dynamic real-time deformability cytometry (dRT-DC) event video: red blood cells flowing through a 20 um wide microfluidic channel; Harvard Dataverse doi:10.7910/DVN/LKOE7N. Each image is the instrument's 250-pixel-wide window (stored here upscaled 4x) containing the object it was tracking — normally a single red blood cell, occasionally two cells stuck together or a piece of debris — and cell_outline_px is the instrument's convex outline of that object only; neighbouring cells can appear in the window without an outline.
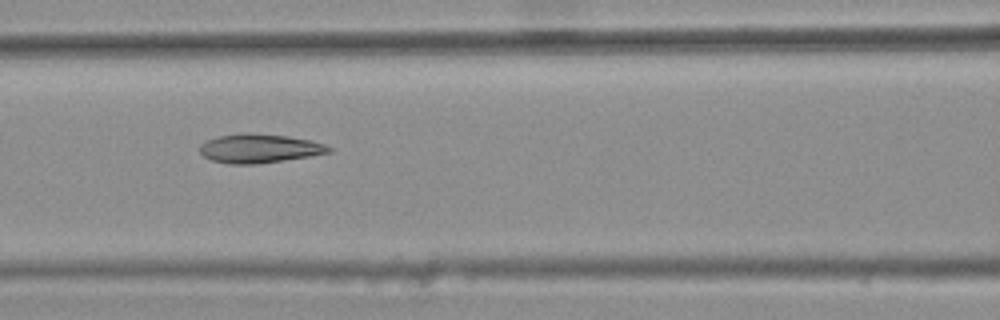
{"species": "common noctule bat (a hibernating species)", "species_latin": "Nyctalus noctula", "temperature_condition": "warm", "stored_images_in_passage": 8, "camera_frame_rate_fps": 3000, "um_per_image_px": 0.085, "animal": {"sex": "female", "body_mass_g": 25.1}, "frame": {"image": 1, "passage_image": 7, "time_ms": 2.0, "image_size_px": [1000, 320], "cell_outline_px": [[332, 152], [308, 156], [256, 164], [228, 164], [212, 160], [204, 156], [200, 152], [200, 144], [216, 136], [248, 132], [288, 136], [308, 140], [324, 144], [332, 148]], "centroid_in_image_um": [22.01, 12.61], "position_along_channel_um": 144.6, "area_um2": 21.62}}
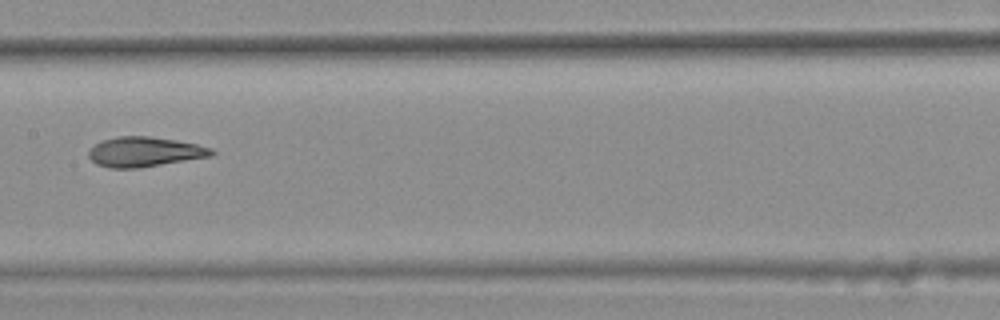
{"frame": {"image": 2, "passage_image": 8, "time_ms": 2.333, "image_size_px": [1000, 320], "cell_outline_px": [[216, 152], [212, 156], [136, 168], [108, 168], [96, 164], [88, 156], [88, 152], [96, 144], [104, 140], [116, 136], [148, 136], [176, 140], [196, 144], [212, 148]], "centroid_in_image_um": [12.29, 12.9], "position_along_channel_um": 195.1, "area_um2": 21.21}}